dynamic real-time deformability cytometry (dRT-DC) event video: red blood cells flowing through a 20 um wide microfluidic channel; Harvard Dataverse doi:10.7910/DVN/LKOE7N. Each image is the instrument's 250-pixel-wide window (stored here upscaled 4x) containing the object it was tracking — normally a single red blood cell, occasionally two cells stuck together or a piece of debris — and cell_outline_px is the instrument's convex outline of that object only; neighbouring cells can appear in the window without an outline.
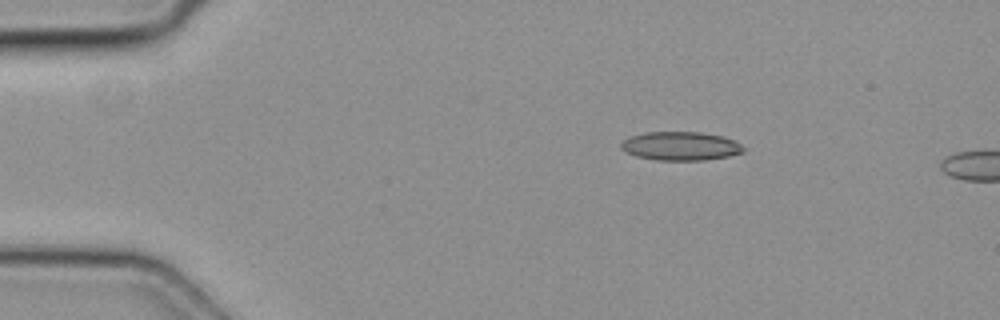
{"species": "common noctule bat (a hibernating species)", "species_latin": "Nyctalus noctula", "temperature_condition": "cold", "stored_images_in_passage": 2, "camera_frame_rate_fps": 3000, "um_per_image_px": 0.085, "animal": {"sex": "female", "body_mass_g": 19.3, "forearm_length_mm": 54.1}, "frame": {"image": 1, "passage_image": 1, "time_ms": 0.0, "image_size_px": [1000, 320], "cell_outline_px": [[744, 152], [728, 156], [704, 160], [656, 160], [636, 156], [620, 148], [620, 144], [628, 136], [644, 132], [700, 132], [724, 136], [736, 140], [744, 148]], "centroid_in_image_um": [57.85, 12.4], "position_along_channel_um": 27.1, "area_um2": 20.58}}